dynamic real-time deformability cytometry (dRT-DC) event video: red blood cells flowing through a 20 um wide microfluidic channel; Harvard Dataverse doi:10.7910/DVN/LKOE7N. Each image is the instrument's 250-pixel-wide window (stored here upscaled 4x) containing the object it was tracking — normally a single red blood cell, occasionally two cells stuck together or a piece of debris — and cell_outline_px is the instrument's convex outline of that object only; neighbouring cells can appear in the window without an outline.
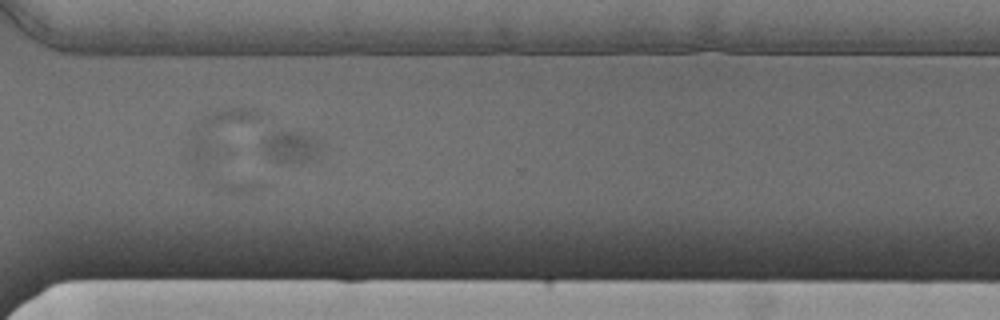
{"species": "Egyptian fruit bat (a non-hibernating species)", "species_latin": "Rousettus aegyptiacus", "temperature_condition": "cold", "stored_images_in_passage": 54, "camera_frame_rate_fps": 3000, "um_per_image_px": 0.085, "animal": {"sex": "male"}, "frame": {"image": 1, "passage_image": 39, "time_ms": 12.667, "image_size_px": [1000, 320], "cell_outline_px": [[324, 152], [300, 164], [284, 164], [260, 152], [264, 140], [272, 132], [304, 132], [316, 140]], "centroid_in_image_um": [24.73, 12.53], "position_along_channel_um": 345.9, "area_um2": 10.92}}